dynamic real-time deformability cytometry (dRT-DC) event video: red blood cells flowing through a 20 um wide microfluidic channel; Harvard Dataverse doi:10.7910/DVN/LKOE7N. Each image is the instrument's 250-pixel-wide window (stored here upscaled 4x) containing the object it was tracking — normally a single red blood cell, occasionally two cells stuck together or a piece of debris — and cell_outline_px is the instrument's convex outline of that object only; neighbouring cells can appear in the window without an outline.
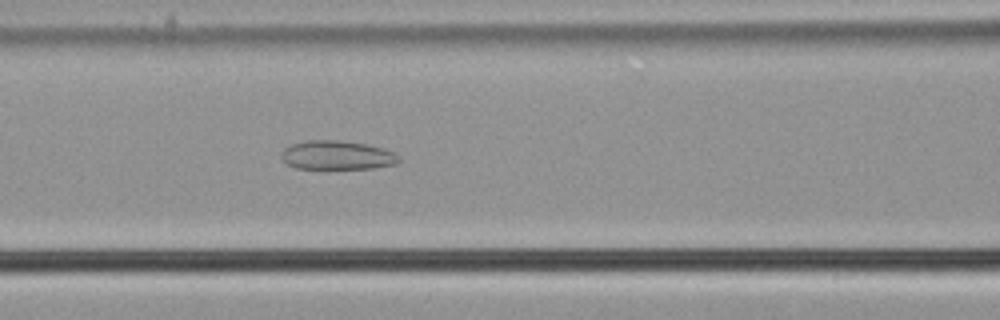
{"species": "common noctule bat (a hibernating species)", "species_latin": "Nyctalus noctula", "temperature_condition": "cold", "stored_images_in_passage": 27, "camera_frame_rate_fps": 3000, "um_per_image_px": 0.085, "animal": {"sex": "male", "body_mass_g": 21.5, "forearm_length_mm": 52.0}, "frame": {"image": 1, "passage_image": 6, "time_ms": 1.667, "image_size_px": [1000, 320], "cell_outline_px": [[400, 160], [396, 164], [376, 168], [296, 168], [288, 164], [280, 156], [280, 152], [284, 148], [292, 144], [308, 140], [336, 140], [364, 144], [396, 152], [400, 156]], "centroid_in_image_um": [28.66, 13.19], "position_along_channel_um": 137.9, "area_um2": 19.71}}
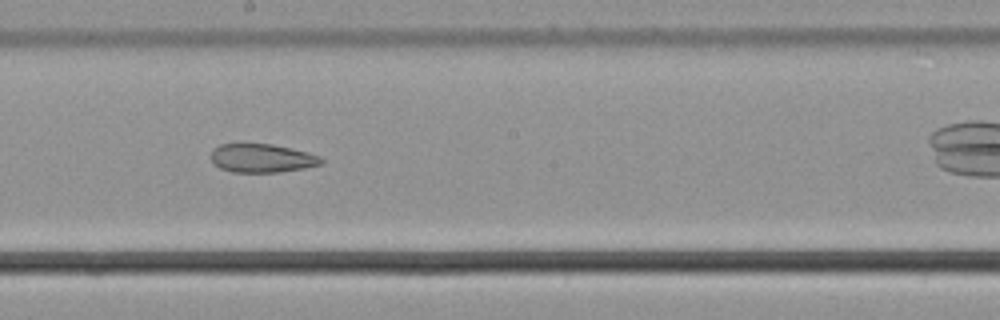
{"frame": {"image": 2, "passage_image": 13, "time_ms": 4.0, "image_size_px": [1000, 320], "cell_outline_px": [[324, 164], [304, 168], [280, 172], [232, 172], [220, 168], [212, 160], [212, 148], [220, 144], [272, 144], [308, 152], [320, 156], [324, 160]], "centroid_in_image_um": [22.3, 13.45], "position_along_channel_um": 225.9, "area_um2": 18.38}}
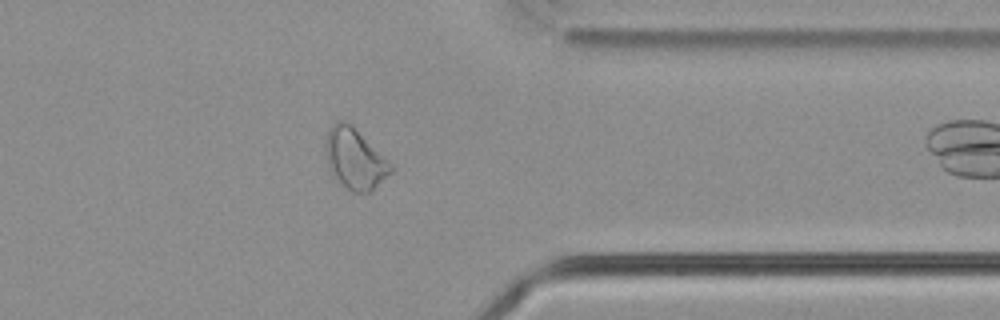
{"frame": {"image": 3, "passage_image": 26, "time_ms": 8.333, "image_size_px": [1000, 320], "cell_outline_px": [[396, 168], [372, 192], [352, 192], [332, 172], [328, 164], [324, 144], [328, 128], [336, 120], [344, 120], [352, 124]], "centroid_in_image_um": [30.19, 13.46], "position_along_channel_um": 381.2, "area_um2": 23.06}}